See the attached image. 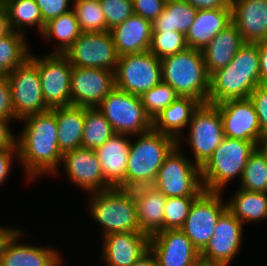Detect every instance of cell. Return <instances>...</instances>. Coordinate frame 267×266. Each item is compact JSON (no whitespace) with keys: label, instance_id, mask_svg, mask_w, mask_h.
I'll list each match as a JSON object with an SVG mask.
<instances>
[{"label":"cell","instance_id":"obj_1","mask_svg":"<svg viewBox=\"0 0 267 266\" xmlns=\"http://www.w3.org/2000/svg\"><path fill=\"white\" fill-rule=\"evenodd\" d=\"M20 121L25 125L17 135L18 160L27 179L57 174L63 154L58 146L55 108L26 116Z\"/></svg>","mask_w":267,"mask_h":266},{"label":"cell","instance_id":"obj_2","mask_svg":"<svg viewBox=\"0 0 267 266\" xmlns=\"http://www.w3.org/2000/svg\"><path fill=\"white\" fill-rule=\"evenodd\" d=\"M260 84V61L257 43L245 42L232 61L210 76L208 103L246 99Z\"/></svg>","mask_w":267,"mask_h":266},{"label":"cell","instance_id":"obj_3","mask_svg":"<svg viewBox=\"0 0 267 266\" xmlns=\"http://www.w3.org/2000/svg\"><path fill=\"white\" fill-rule=\"evenodd\" d=\"M162 81L181 97H191L201 104L208 103L210 76L202 51L187 48L160 59Z\"/></svg>","mask_w":267,"mask_h":266},{"label":"cell","instance_id":"obj_4","mask_svg":"<svg viewBox=\"0 0 267 266\" xmlns=\"http://www.w3.org/2000/svg\"><path fill=\"white\" fill-rule=\"evenodd\" d=\"M256 147L252 141L224 137L212 156L201 167L204 190L222 192L234 178L239 176L240 181L249 155Z\"/></svg>","mask_w":267,"mask_h":266},{"label":"cell","instance_id":"obj_5","mask_svg":"<svg viewBox=\"0 0 267 266\" xmlns=\"http://www.w3.org/2000/svg\"><path fill=\"white\" fill-rule=\"evenodd\" d=\"M181 145L177 143L165 157L156 177L157 190L167 198L198 197L204 191L201 167L184 157Z\"/></svg>","mask_w":267,"mask_h":266},{"label":"cell","instance_id":"obj_6","mask_svg":"<svg viewBox=\"0 0 267 266\" xmlns=\"http://www.w3.org/2000/svg\"><path fill=\"white\" fill-rule=\"evenodd\" d=\"M89 212L103 227V236L112 233L141 232L136 204L127 200L116 188L91 193Z\"/></svg>","mask_w":267,"mask_h":266},{"label":"cell","instance_id":"obj_7","mask_svg":"<svg viewBox=\"0 0 267 266\" xmlns=\"http://www.w3.org/2000/svg\"><path fill=\"white\" fill-rule=\"evenodd\" d=\"M131 141L127 163V178L133 180L156 179L165 157L177 145V140L153 129L138 134Z\"/></svg>","mask_w":267,"mask_h":266},{"label":"cell","instance_id":"obj_8","mask_svg":"<svg viewBox=\"0 0 267 266\" xmlns=\"http://www.w3.org/2000/svg\"><path fill=\"white\" fill-rule=\"evenodd\" d=\"M115 133L135 136L152 130V118L146 113L140 96L114 87L97 107Z\"/></svg>","mask_w":267,"mask_h":266},{"label":"cell","instance_id":"obj_9","mask_svg":"<svg viewBox=\"0 0 267 266\" xmlns=\"http://www.w3.org/2000/svg\"><path fill=\"white\" fill-rule=\"evenodd\" d=\"M114 79L117 89L141 96L162 81L160 59L149 50L119 56Z\"/></svg>","mask_w":267,"mask_h":266},{"label":"cell","instance_id":"obj_10","mask_svg":"<svg viewBox=\"0 0 267 266\" xmlns=\"http://www.w3.org/2000/svg\"><path fill=\"white\" fill-rule=\"evenodd\" d=\"M186 141L192 149L194 164L202 167L224 139L219 109L212 104H200L189 122Z\"/></svg>","mask_w":267,"mask_h":266},{"label":"cell","instance_id":"obj_11","mask_svg":"<svg viewBox=\"0 0 267 266\" xmlns=\"http://www.w3.org/2000/svg\"><path fill=\"white\" fill-rule=\"evenodd\" d=\"M6 77L11 89L15 117L18 120L50 110L44 101L38 68L29 57Z\"/></svg>","mask_w":267,"mask_h":266},{"label":"cell","instance_id":"obj_12","mask_svg":"<svg viewBox=\"0 0 267 266\" xmlns=\"http://www.w3.org/2000/svg\"><path fill=\"white\" fill-rule=\"evenodd\" d=\"M42 56L37 57L31 52L29 54V58L38 68L46 105L50 109L71 105L70 83L73 66L64 54L50 53Z\"/></svg>","mask_w":267,"mask_h":266},{"label":"cell","instance_id":"obj_13","mask_svg":"<svg viewBox=\"0 0 267 266\" xmlns=\"http://www.w3.org/2000/svg\"><path fill=\"white\" fill-rule=\"evenodd\" d=\"M222 192L203 191L193 202L189 214L180 229L201 252L213 236L215 225L227 210V202L221 200Z\"/></svg>","mask_w":267,"mask_h":266},{"label":"cell","instance_id":"obj_14","mask_svg":"<svg viewBox=\"0 0 267 266\" xmlns=\"http://www.w3.org/2000/svg\"><path fill=\"white\" fill-rule=\"evenodd\" d=\"M64 55L73 67L99 68L114 72L119 58L110 31L82 32Z\"/></svg>","mask_w":267,"mask_h":266},{"label":"cell","instance_id":"obj_15","mask_svg":"<svg viewBox=\"0 0 267 266\" xmlns=\"http://www.w3.org/2000/svg\"><path fill=\"white\" fill-rule=\"evenodd\" d=\"M114 87V71L73 67L70 83L71 105L98 107Z\"/></svg>","mask_w":267,"mask_h":266},{"label":"cell","instance_id":"obj_16","mask_svg":"<svg viewBox=\"0 0 267 266\" xmlns=\"http://www.w3.org/2000/svg\"><path fill=\"white\" fill-rule=\"evenodd\" d=\"M243 224L228 209L218 219L213 236L200 252V260L228 266L239 252Z\"/></svg>","mask_w":267,"mask_h":266},{"label":"cell","instance_id":"obj_17","mask_svg":"<svg viewBox=\"0 0 267 266\" xmlns=\"http://www.w3.org/2000/svg\"><path fill=\"white\" fill-rule=\"evenodd\" d=\"M215 106L220 112L225 137L258 144L261 138L260 124L249 98L227 100Z\"/></svg>","mask_w":267,"mask_h":266},{"label":"cell","instance_id":"obj_18","mask_svg":"<svg viewBox=\"0 0 267 266\" xmlns=\"http://www.w3.org/2000/svg\"><path fill=\"white\" fill-rule=\"evenodd\" d=\"M61 164L70 181L89 194L110 189L95 150L81 147L65 152Z\"/></svg>","mask_w":267,"mask_h":266},{"label":"cell","instance_id":"obj_19","mask_svg":"<svg viewBox=\"0 0 267 266\" xmlns=\"http://www.w3.org/2000/svg\"><path fill=\"white\" fill-rule=\"evenodd\" d=\"M149 248L158 266H194L200 260V252L180 229L154 234L150 237Z\"/></svg>","mask_w":267,"mask_h":266},{"label":"cell","instance_id":"obj_20","mask_svg":"<svg viewBox=\"0 0 267 266\" xmlns=\"http://www.w3.org/2000/svg\"><path fill=\"white\" fill-rule=\"evenodd\" d=\"M102 257L107 266H131L149 249L150 237L142 232L103 236Z\"/></svg>","mask_w":267,"mask_h":266},{"label":"cell","instance_id":"obj_21","mask_svg":"<svg viewBox=\"0 0 267 266\" xmlns=\"http://www.w3.org/2000/svg\"><path fill=\"white\" fill-rule=\"evenodd\" d=\"M231 20L244 42L267 39V0H232Z\"/></svg>","mask_w":267,"mask_h":266},{"label":"cell","instance_id":"obj_22","mask_svg":"<svg viewBox=\"0 0 267 266\" xmlns=\"http://www.w3.org/2000/svg\"><path fill=\"white\" fill-rule=\"evenodd\" d=\"M129 136L115 133L102 146L95 149L105 183L110 188H116L127 178V163L131 145Z\"/></svg>","mask_w":267,"mask_h":266},{"label":"cell","instance_id":"obj_23","mask_svg":"<svg viewBox=\"0 0 267 266\" xmlns=\"http://www.w3.org/2000/svg\"><path fill=\"white\" fill-rule=\"evenodd\" d=\"M118 56L148 51L152 39V22L132 14L110 29Z\"/></svg>","mask_w":267,"mask_h":266},{"label":"cell","instance_id":"obj_24","mask_svg":"<svg viewBox=\"0 0 267 266\" xmlns=\"http://www.w3.org/2000/svg\"><path fill=\"white\" fill-rule=\"evenodd\" d=\"M22 230L9 242L0 258V266H61L60 252L56 249L18 243Z\"/></svg>","mask_w":267,"mask_h":266},{"label":"cell","instance_id":"obj_25","mask_svg":"<svg viewBox=\"0 0 267 266\" xmlns=\"http://www.w3.org/2000/svg\"><path fill=\"white\" fill-rule=\"evenodd\" d=\"M244 43L241 33L232 22L220 31L201 50L208 75L225 68Z\"/></svg>","mask_w":267,"mask_h":266},{"label":"cell","instance_id":"obj_26","mask_svg":"<svg viewBox=\"0 0 267 266\" xmlns=\"http://www.w3.org/2000/svg\"><path fill=\"white\" fill-rule=\"evenodd\" d=\"M231 22V9L197 10L194 22L186 33L188 47L202 50Z\"/></svg>","mask_w":267,"mask_h":266},{"label":"cell","instance_id":"obj_27","mask_svg":"<svg viewBox=\"0 0 267 266\" xmlns=\"http://www.w3.org/2000/svg\"><path fill=\"white\" fill-rule=\"evenodd\" d=\"M200 104L194 98L180 96L152 120V129L172 136L177 143H181V130L189 125L193 112Z\"/></svg>","mask_w":267,"mask_h":266},{"label":"cell","instance_id":"obj_28","mask_svg":"<svg viewBox=\"0 0 267 266\" xmlns=\"http://www.w3.org/2000/svg\"><path fill=\"white\" fill-rule=\"evenodd\" d=\"M57 139L62 154L82 147V135L85 123V107H55Z\"/></svg>","mask_w":267,"mask_h":266},{"label":"cell","instance_id":"obj_29","mask_svg":"<svg viewBox=\"0 0 267 266\" xmlns=\"http://www.w3.org/2000/svg\"><path fill=\"white\" fill-rule=\"evenodd\" d=\"M197 9L185 0H167L162 13L152 22V32L179 31L186 35Z\"/></svg>","mask_w":267,"mask_h":266},{"label":"cell","instance_id":"obj_30","mask_svg":"<svg viewBox=\"0 0 267 266\" xmlns=\"http://www.w3.org/2000/svg\"><path fill=\"white\" fill-rule=\"evenodd\" d=\"M227 209L242 222L267 219V193L238 189L227 202Z\"/></svg>","mask_w":267,"mask_h":266},{"label":"cell","instance_id":"obj_31","mask_svg":"<svg viewBox=\"0 0 267 266\" xmlns=\"http://www.w3.org/2000/svg\"><path fill=\"white\" fill-rule=\"evenodd\" d=\"M167 197L160 191L149 193L136 204L139 227L149 237L164 230V209Z\"/></svg>","mask_w":267,"mask_h":266},{"label":"cell","instance_id":"obj_32","mask_svg":"<svg viewBox=\"0 0 267 266\" xmlns=\"http://www.w3.org/2000/svg\"><path fill=\"white\" fill-rule=\"evenodd\" d=\"M82 34L75 12H69L49 20L45 23L41 35L45 40L57 39L58 43L55 50L51 53L64 54L73 42Z\"/></svg>","mask_w":267,"mask_h":266},{"label":"cell","instance_id":"obj_33","mask_svg":"<svg viewBox=\"0 0 267 266\" xmlns=\"http://www.w3.org/2000/svg\"><path fill=\"white\" fill-rule=\"evenodd\" d=\"M3 4L7 10L12 31L25 34V29L37 26L41 35L45 23L35 0H4Z\"/></svg>","mask_w":267,"mask_h":266},{"label":"cell","instance_id":"obj_34","mask_svg":"<svg viewBox=\"0 0 267 266\" xmlns=\"http://www.w3.org/2000/svg\"><path fill=\"white\" fill-rule=\"evenodd\" d=\"M114 134L110 122L97 107H85V123L82 135L83 148L95 150Z\"/></svg>","mask_w":267,"mask_h":266},{"label":"cell","instance_id":"obj_35","mask_svg":"<svg viewBox=\"0 0 267 266\" xmlns=\"http://www.w3.org/2000/svg\"><path fill=\"white\" fill-rule=\"evenodd\" d=\"M25 35L12 31L0 38V71L7 75L29 57Z\"/></svg>","mask_w":267,"mask_h":266},{"label":"cell","instance_id":"obj_36","mask_svg":"<svg viewBox=\"0 0 267 266\" xmlns=\"http://www.w3.org/2000/svg\"><path fill=\"white\" fill-rule=\"evenodd\" d=\"M239 183L240 189L267 193V159L257 147L249 155Z\"/></svg>","mask_w":267,"mask_h":266},{"label":"cell","instance_id":"obj_37","mask_svg":"<svg viewBox=\"0 0 267 266\" xmlns=\"http://www.w3.org/2000/svg\"><path fill=\"white\" fill-rule=\"evenodd\" d=\"M82 32L107 31L106 19L99 0H76L71 8Z\"/></svg>","mask_w":267,"mask_h":266},{"label":"cell","instance_id":"obj_38","mask_svg":"<svg viewBox=\"0 0 267 266\" xmlns=\"http://www.w3.org/2000/svg\"><path fill=\"white\" fill-rule=\"evenodd\" d=\"M180 96L169 85L161 81L159 84L144 92L141 96L142 105L152 120Z\"/></svg>","mask_w":267,"mask_h":266},{"label":"cell","instance_id":"obj_39","mask_svg":"<svg viewBox=\"0 0 267 266\" xmlns=\"http://www.w3.org/2000/svg\"><path fill=\"white\" fill-rule=\"evenodd\" d=\"M188 48L186 35L179 31L152 32L149 51L158 59L174 55Z\"/></svg>","mask_w":267,"mask_h":266},{"label":"cell","instance_id":"obj_40","mask_svg":"<svg viewBox=\"0 0 267 266\" xmlns=\"http://www.w3.org/2000/svg\"><path fill=\"white\" fill-rule=\"evenodd\" d=\"M197 197H169L164 209V230L181 229Z\"/></svg>","mask_w":267,"mask_h":266},{"label":"cell","instance_id":"obj_41","mask_svg":"<svg viewBox=\"0 0 267 266\" xmlns=\"http://www.w3.org/2000/svg\"><path fill=\"white\" fill-rule=\"evenodd\" d=\"M106 19L107 31L134 14L132 0H99Z\"/></svg>","mask_w":267,"mask_h":266},{"label":"cell","instance_id":"obj_42","mask_svg":"<svg viewBox=\"0 0 267 266\" xmlns=\"http://www.w3.org/2000/svg\"><path fill=\"white\" fill-rule=\"evenodd\" d=\"M127 200L137 204L142 201L149 193L157 190L156 179L133 180L126 178L117 187Z\"/></svg>","mask_w":267,"mask_h":266},{"label":"cell","instance_id":"obj_43","mask_svg":"<svg viewBox=\"0 0 267 266\" xmlns=\"http://www.w3.org/2000/svg\"><path fill=\"white\" fill-rule=\"evenodd\" d=\"M255 108L261 130V138L267 137V86L259 84L248 97Z\"/></svg>","mask_w":267,"mask_h":266},{"label":"cell","instance_id":"obj_44","mask_svg":"<svg viewBox=\"0 0 267 266\" xmlns=\"http://www.w3.org/2000/svg\"><path fill=\"white\" fill-rule=\"evenodd\" d=\"M167 0H132L134 14L153 22L164 10Z\"/></svg>","mask_w":267,"mask_h":266},{"label":"cell","instance_id":"obj_45","mask_svg":"<svg viewBox=\"0 0 267 266\" xmlns=\"http://www.w3.org/2000/svg\"><path fill=\"white\" fill-rule=\"evenodd\" d=\"M70 1L72 0H35L36 4L40 8L44 23L69 12L71 10L68 7Z\"/></svg>","mask_w":267,"mask_h":266},{"label":"cell","instance_id":"obj_46","mask_svg":"<svg viewBox=\"0 0 267 266\" xmlns=\"http://www.w3.org/2000/svg\"><path fill=\"white\" fill-rule=\"evenodd\" d=\"M0 117L5 119L18 120L15 117V111L12 104L11 89L8 78L0 77Z\"/></svg>","mask_w":267,"mask_h":266},{"label":"cell","instance_id":"obj_47","mask_svg":"<svg viewBox=\"0 0 267 266\" xmlns=\"http://www.w3.org/2000/svg\"><path fill=\"white\" fill-rule=\"evenodd\" d=\"M16 155V156H15ZM14 158L18 160V148H4L0 149V184L8 178V174L12 167Z\"/></svg>","mask_w":267,"mask_h":266},{"label":"cell","instance_id":"obj_48","mask_svg":"<svg viewBox=\"0 0 267 266\" xmlns=\"http://www.w3.org/2000/svg\"><path fill=\"white\" fill-rule=\"evenodd\" d=\"M10 119L0 117V149L18 148L17 135H14L9 128Z\"/></svg>","mask_w":267,"mask_h":266},{"label":"cell","instance_id":"obj_49","mask_svg":"<svg viewBox=\"0 0 267 266\" xmlns=\"http://www.w3.org/2000/svg\"><path fill=\"white\" fill-rule=\"evenodd\" d=\"M197 10L200 9H231L232 0H185Z\"/></svg>","mask_w":267,"mask_h":266},{"label":"cell","instance_id":"obj_50","mask_svg":"<svg viewBox=\"0 0 267 266\" xmlns=\"http://www.w3.org/2000/svg\"><path fill=\"white\" fill-rule=\"evenodd\" d=\"M260 61V84L267 86V39L257 42Z\"/></svg>","mask_w":267,"mask_h":266},{"label":"cell","instance_id":"obj_51","mask_svg":"<svg viewBox=\"0 0 267 266\" xmlns=\"http://www.w3.org/2000/svg\"><path fill=\"white\" fill-rule=\"evenodd\" d=\"M21 229L18 228H9L0 226V258L6 251V248L9 242L13 239V237L19 233Z\"/></svg>","mask_w":267,"mask_h":266},{"label":"cell","instance_id":"obj_52","mask_svg":"<svg viewBox=\"0 0 267 266\" xmlns=\"http://www.w3.org/2000/svg\"><path fill=\"white\" fill-rule=\"evenodd\" d=\"M11 32L12 28L8 20L7 10L3 2L0 1V38L8 35Z\"/></svg>","mask_w":267,"mask_h":266},{"label":"cell","instance_id":"obj_53","mask_svg":"<svg viewBox=\"0 0 267 266\" xmlns=\"http://www.w3.org/2000/svg\"><path fill=\"white\" fill-rule=\"evenodd\" d=\"M131 266H158L156 256L149 248Z\"/></svg>","mask_w":267,"mask_h":266},{"label":"cell","instance_id":"obj_54","mask_svg":"<svg viewBox=\"0 0 267 266\" xmlns=\"http://www.w3.org/2000/svg\"><path fill=\"white\" fill-rule=\"evenodd\" d=\"M257 148L267 159V137L260 138Z\"/></svg>","mask_w":267,"mask_h":266},{"label":"cell","instance_id":"obj_55","mask_svg":"<svg viewBox=\"0 0 267 266\" xmlns=\"http://www.w3.org/2000/svg\"><path fill=\"white\" fill-rule=\"evenodd\" d=\"M194 266H223L217 263H209L202 260H199Z\"/></svg>","mask_w":267,"mask_h":266},{"label":"cell","instance_id":"obj_56","mask_svg":"<svg viewBox=\"0 0 267 266\" xmlns=\"http://www.w3.org/2000/svg\"><path fill=\"white\" fill-rule=\"evenodd\" d=\"M3 76H5V75L0 71V77H3Z\"/></svg>","mask_w":267,"mask_h":266}]
</instances>
